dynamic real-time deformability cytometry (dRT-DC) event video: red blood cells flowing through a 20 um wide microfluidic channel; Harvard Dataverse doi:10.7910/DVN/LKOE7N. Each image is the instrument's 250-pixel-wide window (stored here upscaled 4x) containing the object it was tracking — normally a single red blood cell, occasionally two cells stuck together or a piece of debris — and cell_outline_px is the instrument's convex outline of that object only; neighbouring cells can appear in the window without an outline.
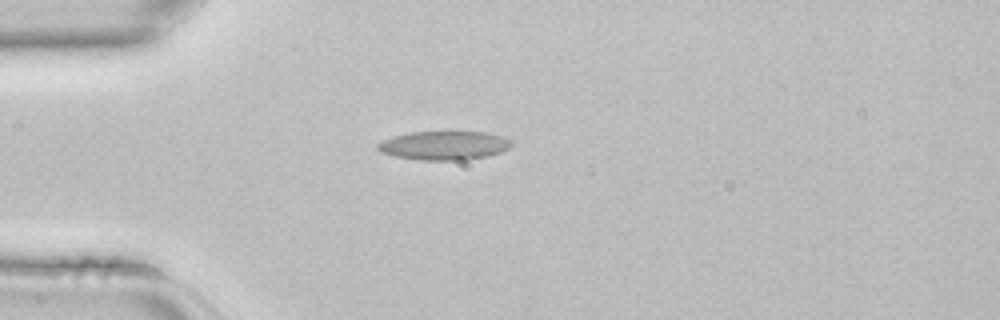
{"species": "common noctule bat (a hibernating species)", "species_latin": "Nyctalus noctula", "temperature_condition": "room temperature", "stored_images_in_passage": 1, "camera_frame_rate_fps": 3000, "um_per_image_px": 0.085, "animal": {"sex": "female", "body_mass_g": 22.7, "forearm_length_mm": 54.2}, "frame": {"image": 1, "passage_image": 1, "time_ms": 0.0, "image_size_px": [1000, 320], "cell_outline_px": [[512, 144], [508, 148], [500, 152], [488, 156], [468, 160], [420, 160], [396, 156], [380, 152], [376, 148], [376, 144], [392, 136], [408, 132], [484, 132], [504, 136], [512, 140]], "centroid_in_image_um": [37.75, 12.36], "position_along_channel_um": 47.2, "area_um2": 22.6}}